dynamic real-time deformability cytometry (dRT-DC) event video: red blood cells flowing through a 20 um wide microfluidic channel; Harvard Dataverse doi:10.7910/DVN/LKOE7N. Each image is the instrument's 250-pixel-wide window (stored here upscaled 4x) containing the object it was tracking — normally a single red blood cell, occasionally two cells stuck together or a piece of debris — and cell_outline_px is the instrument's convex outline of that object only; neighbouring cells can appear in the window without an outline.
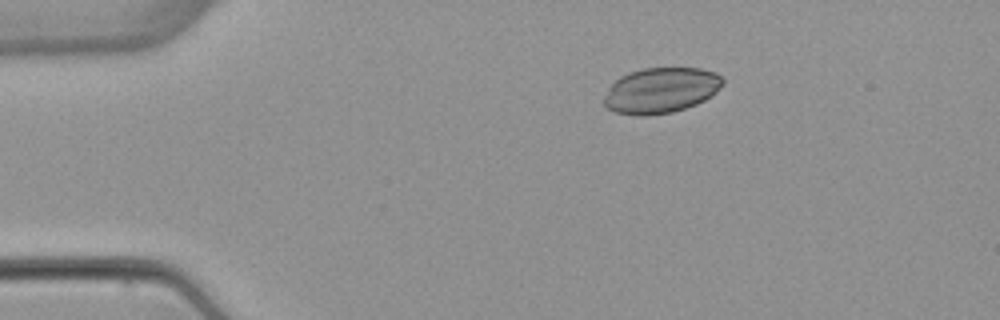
{"species": "common noctule bat (a hibernating species)", "species_latin": "Nyctalus noctula", "temperature_condition": "warm", "stored_images_in_passage": 6, "camera_frame_rate_fps": 3000, "um_per_image_px": 0.085, "animal": {"sex": "female", "body_mass_g": 22.7, "forearm_length_mm": 54.2}, "frame": {"image": 1, "passage_image": 2, "time_ms": 1.333, "image_size_px": [1000, 320], "cell_outline_px": [[724, 84], [716, 92], [704, 100], [696, 104], [672, 112], [644, 116], [636, 116], [616, 112], [608, 108], [604, 104], [604, 96], [608, 88], [620, 76], [628, 72], [644, 68], [700, 68], [716, 72], [724, 80]], "centroid_in_image_um": [56.18, 7.67], "position_along_channel_um": 28.8, "area_um2": 31.56}}
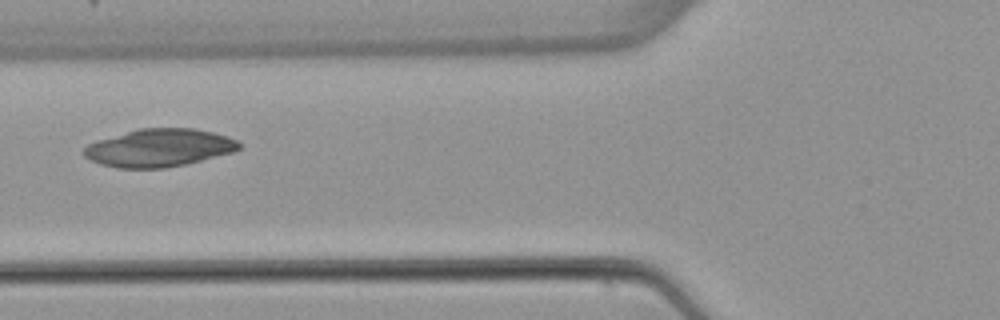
{"frame": {"image": 2, "passage_image": 5, "time_ms": 5.0, "image_size_px": [1000, 320], "cell_outline_px": [[240, 148], [236, 152], [184, 164], [164, 168], [116, 168], [100, 164], [84, 156], [80, 152], [88, 144], [100, 140], [140, 128], [196, 128], [228, 136], [236, 140], [240, 144]], "centroid_in_image_um": [13.55, 12.57], "position_along_channel_um": 112.3, "area_um2": 34.1}}
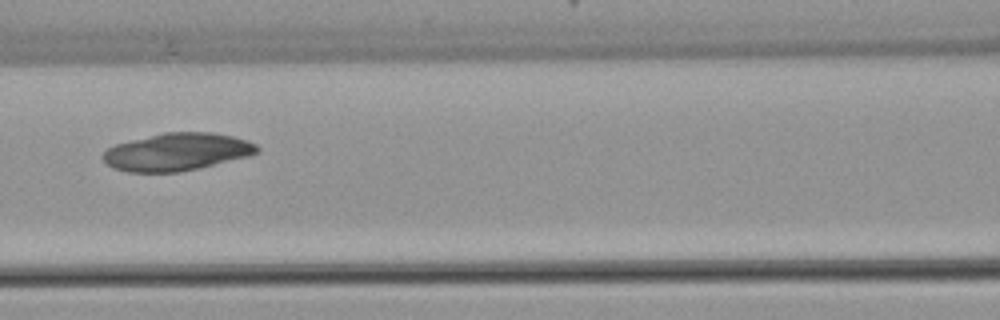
{"frame": {"image": 3, "passage_image": 6, "time_ms": 6.0, "image_size_px": [1000, 320], "cell_outline_px": [[260, 152], [248, 156], [200, 168], [180, 172], [128, 172], [112, 168], [100, 156], [108, 148], [116, 144], [164, 132], [212, 132], [232, 136], [248, 140], [256, 144], [260, 148]], "centroid_in_image_um": [15.06, 12.91], "position_along_channel_um": 151.5, "area_um2": 33.81}}